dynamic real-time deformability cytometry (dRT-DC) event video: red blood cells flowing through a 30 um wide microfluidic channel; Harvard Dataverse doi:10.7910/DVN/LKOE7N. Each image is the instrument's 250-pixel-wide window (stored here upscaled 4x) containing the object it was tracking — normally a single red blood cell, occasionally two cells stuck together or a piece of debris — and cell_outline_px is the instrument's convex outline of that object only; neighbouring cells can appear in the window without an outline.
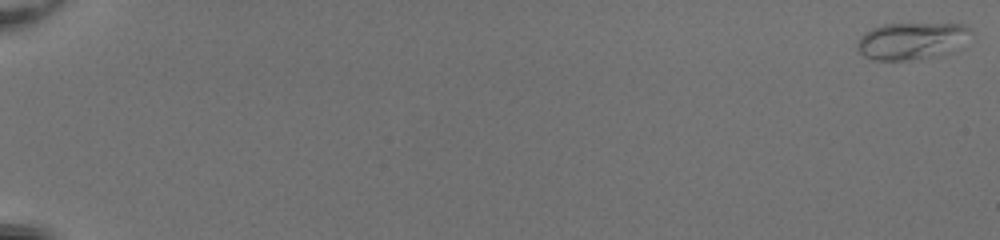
{"species": "common noctule bat (a hibernating species)", "species_latin": "Nyctalus noctula", "temperature_condition": "room temperature", "stored_images_in_passage": 53, "camera_frame_rate_fps": 3000, "um_per_image_px": 0.085, "animal": {"sex": "female", "body_mass_g": 20.0, "forearm_length_mm": 54.0}, "frame": {"image": 1, "passage_image": 1, "time_ms": 0.0, "image_size_px": [1000, 240], "cell_outline_px": [[972, 32], [952, 52], [944, 56], [908, 60], [872, 60], [864, 56], [856, 48], [856, 44], [860, 36], [864, 32], [880, 24], [964, 24], [972, 28]], "centroid_in_image_um": [77.47, 3.48], "position_along_channel_um": 7.5, "area_um2": 24.8}}
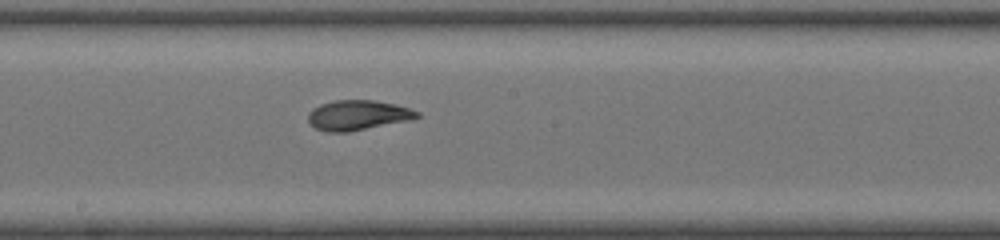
{"frame": {"image": 2, "passage_image": 32, "time_ms": 10.333, "image_size_px": [1000, 240], "cell_outline_px": [[420, 116], [412, 120], [348, 132], [324, 132], [316, 128], [308, 120], [308, 112], [312, 108], [320, 104], [332, 100], [372, 100], [396, 104], [420, 112]], "centroid_in_image_um": [30.41, 9.79], "position_along_channel_um": 217.8, "area_um2": 19.19}}
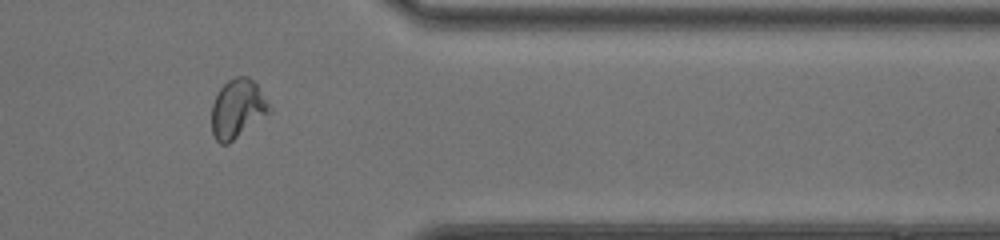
{"frame": {"image": 3, "passage_image": 45, "time_ms": 14.667, "image_size_px": [1000, 240], "cell_outline_px": [[272, 112], [228, 144], [220, 144], [216, 140], [212, 132], [212, 104], [220, 88], [228, 80], [236, 76], [248, 76], [256, 84], [268, 100]], "centroid_in_image_um": [20.2, 9.25], "position_along_channel_um": 391.2, "area_um2": 19.88}, "authors_computed_cell_mechanics": {"area_um2": 19.1896, "velocity_mm_per_s": 4.1926, "shape_relaxation_time_tau1_ms": 3.4231, "shape_relaxation_time_tau2_ms": 1.0911, "deformation_change_tau1": 0.1808, "deformation_change_tau2": 0.0562}}